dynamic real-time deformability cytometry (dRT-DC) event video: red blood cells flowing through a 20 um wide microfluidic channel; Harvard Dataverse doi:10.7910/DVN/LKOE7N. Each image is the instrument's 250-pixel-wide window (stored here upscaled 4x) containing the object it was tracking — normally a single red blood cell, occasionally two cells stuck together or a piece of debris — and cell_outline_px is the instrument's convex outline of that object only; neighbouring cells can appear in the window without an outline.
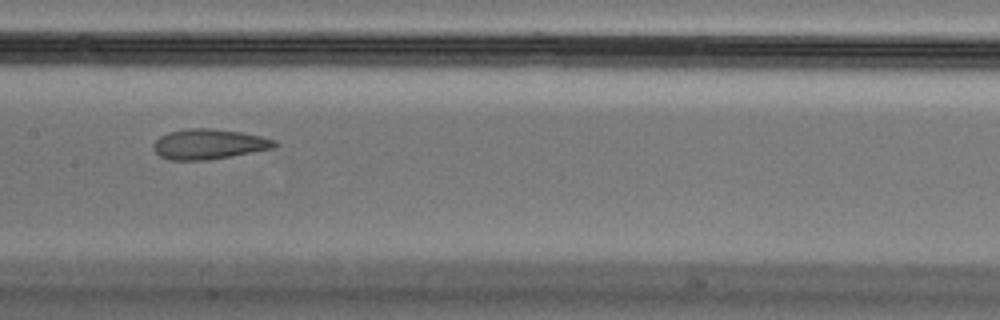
{"species": "Egyptian fruit bat (a non-hibernating species)", "species_latin": "Rousettus aegyptiacus", "temperature_condition": "cold", "stored_images_in_passage": 9, "camera_frame_rate_fps": 3000, "um_per_image_px": 0.085, "animal": {"sex": "male"}, "frame": {"image": 1, "passage_image": 6, "time_ms": 1.667, "image_size_px": [1000, 320], "cell_outline_px": [[280, 144], [276, 148], [232, 156], [204, 160], [168, 160], [160, 156], [152, 148], [152, 144], [160, 136], [168, 132], [188, 128], [208, 128], [240, 132], [260, 136], [276, 140]], "centroid_in_image_um": [17.77, 12.25], "position_along_channel_um": 189.6, "area_um2": 21.44}}
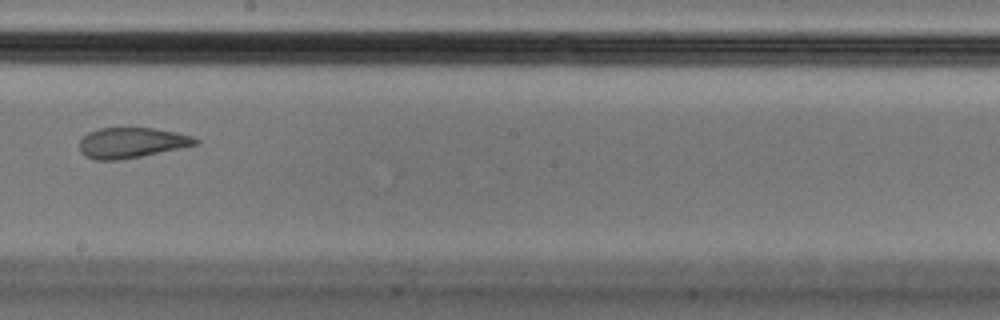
{"frame": {"image": 2, "passage_image": 7, "time_ms": 2.0, "image_size_px": [1000, 320], "cell_outline_px": [[200, 140], [196, 144], [180, 148], [140, 156], [116, 160], [96, 160], [84, 156], [80, 152], [80, 140], [88, 132], [100, 128], [156, 128], [176, 132], [192, 136]], "centroid_in_image_um": [11.16, 12.13], "position_along_channel_um": 237.0, "area_um2": 20.4}}